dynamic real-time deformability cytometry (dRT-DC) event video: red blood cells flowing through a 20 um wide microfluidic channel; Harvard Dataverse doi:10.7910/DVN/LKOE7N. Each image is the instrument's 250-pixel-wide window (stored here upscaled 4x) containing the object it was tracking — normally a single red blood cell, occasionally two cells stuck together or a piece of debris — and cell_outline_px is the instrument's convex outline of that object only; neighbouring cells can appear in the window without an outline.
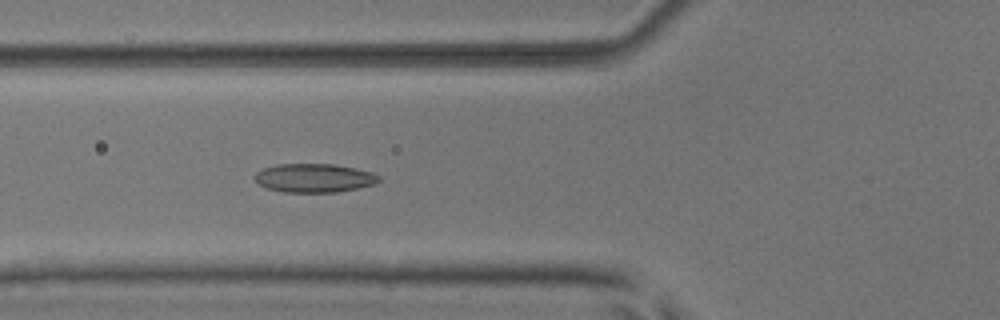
{"species": "common noctule bat (a hibernating species)", "species_latin": "Nyctalus noctula", "temperature_condition": "room temperature", "stored_images_in_passage": 52, "camera_frame_rate_fps": 3000, "um_per_image_px": 0.085, "animal": {"sex": "male", "body_mass_g": 17.9, "forearm_length_mm": 54.2}, "frame": {"image": 1, "passage_image": 20, "time_ms": 6.333, "image_size_px": [1000, 320], "cell_outline_px": [[380, 180], [376, 184], [336, 192], [284, 192], [268, 188], [260, 184], [252, 176], [256, 172], [264, 168], [276, 164], [332, 164], [356, 168], [372, 172], [380, 176]], "centroid_in_image_um": [26.71, 15.12], "position_along_channel_um": 99.1, "area_um2": 20.75}}
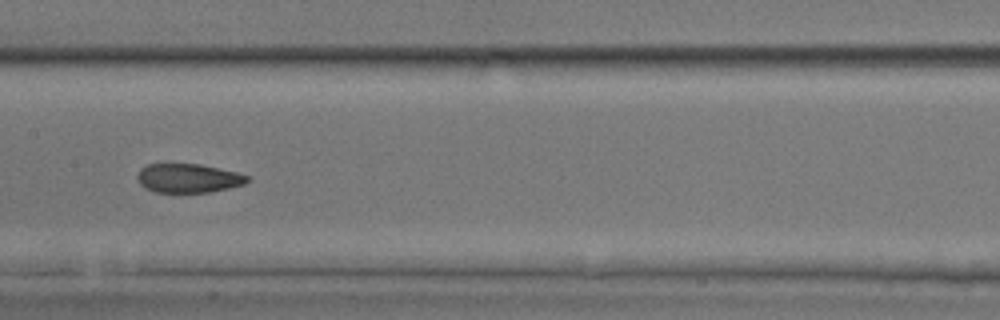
{"frame": {"image": 2, "passage_image": 27, "time_ms": 8.667, "image_size_px": [1000, 320], "cell_outline_px": [[252, 180], [244, 184], [228, 188], [208, 192], [156, 192], [144, 188], [140, 184], [136, 176], [140, 168], [148, 164], [200, 164], [236, 172], [248, 176]], "centroid_in_image_um": [15.99, 15.14], "position_along_channel_um": 191.4, "area_um2": 18.55}}
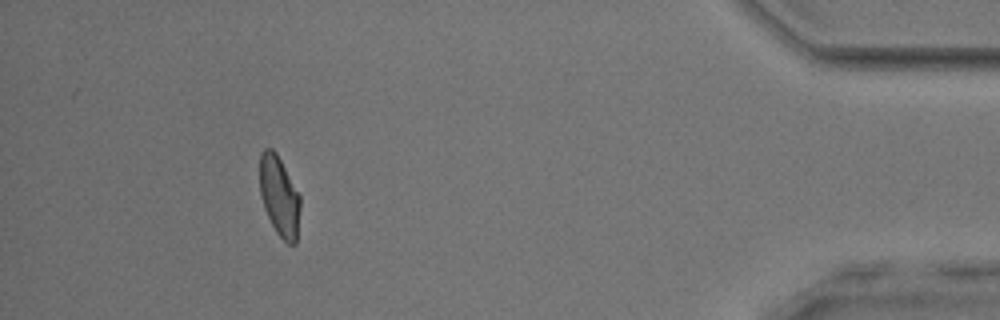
{"frame": {"image": 3, "passage_image": 48, "time_ms": 15.667, "image_size_px": [1000, 320], "cell_outline_px": [[300, 208], [296, 244], [288, 244], [276, 232], [264, 208], [260, 196], [260, 152], [264, 148], [272, 148], [276, 152], [300, 196]], "centroid_in_image_um": [23.73, 16.67], "position_along_channel_um": 411.5, "area_um2": 18.79}, "authors_computed_cell_mechanics": {"area_um2": 19.7965, "velocity_mm_per_s": 3.953, "shape_relaxation_time_tau1_ms": 5.2665, "shape_relaxation_time_tau2_ms": 1.4591, "deformation_change_tau1": 0.1358, "deformation_change_tau2": 0.0767}}